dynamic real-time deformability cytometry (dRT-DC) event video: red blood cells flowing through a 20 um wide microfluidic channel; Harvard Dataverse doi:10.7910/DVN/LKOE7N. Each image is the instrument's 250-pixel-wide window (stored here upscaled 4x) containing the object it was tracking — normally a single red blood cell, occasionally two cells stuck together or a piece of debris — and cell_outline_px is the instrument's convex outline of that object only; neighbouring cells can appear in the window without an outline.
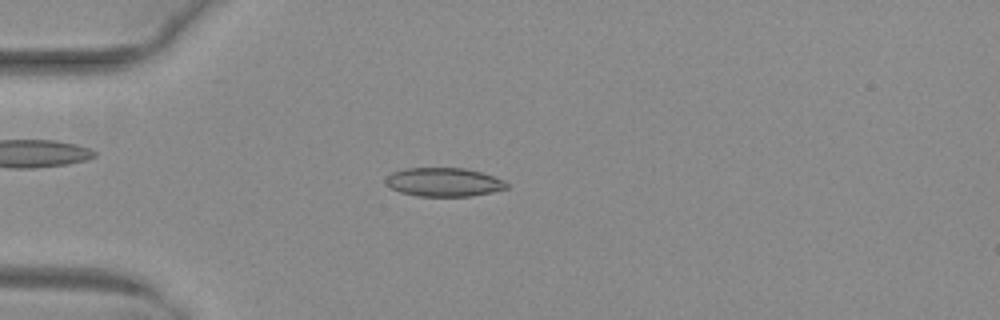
{"species": "common noctule bat (a hibernating species)", "species_latin": "Nyctalus noctula", "temperature_condition": "warm", "stored_images_in_passage": 47, "camera_frame_rate_fps": 3000, "um_per_image_px": 0.085, "animal": {"sex": "female", "body_mass_g": 29.2, "forearm_length_mm": 56.3}, "frame": {"image": 1, "passage_image": 10, "time_ms": 3.0, "image_size_px": [1000, 320], "cell_outline_px": [[508, 188], [492, 192], [472, 196], [416, 196], [400, 192], [384, 184], [384, 180], [392, 172], [404, 168], [464, 168], [480, 172], [504, 180], [508, 184]], "centroid_in_image_um": [37.7, 15.48], "position_along_channel_um": 47.3, "area_um2": 20.29}}
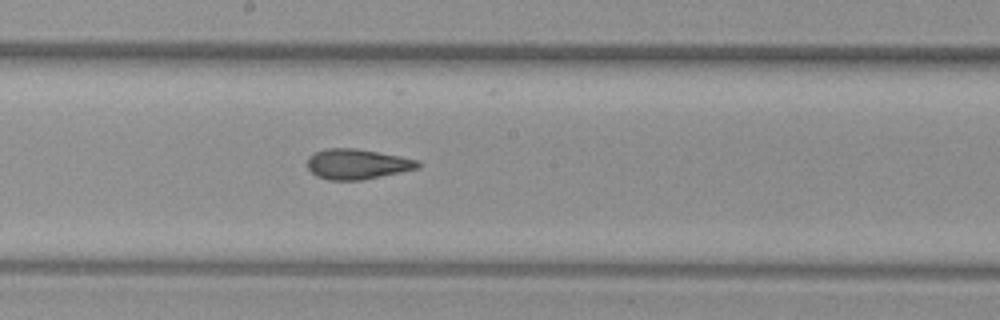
{"frame": {"image": 2, "passage_image": 24, "time_ms": 7.667, "image_size_px": [1000, 320], "cell_outline_px": [[420, 168], [360, 180], [328, 180], [316, 176], [308, 168], [308, 156], [316, 152], [328, 148], [356, 148], [400, 156], [420, 160]], "centroid_in_image_um": [30.37, 13.94], "position_along_channel_um": 217.8, "area_um2": 19.42}}
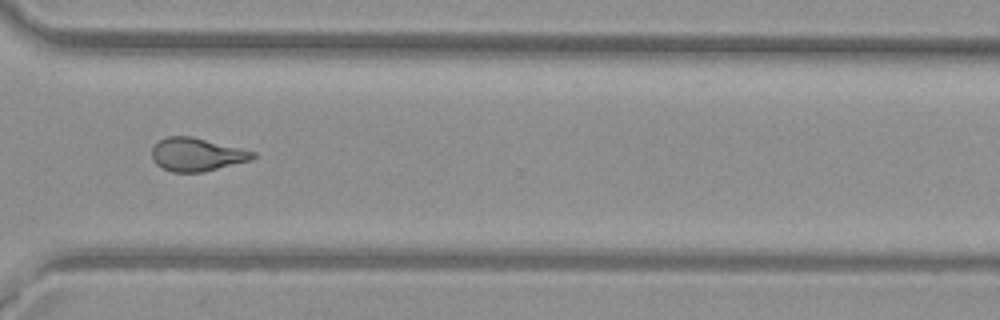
{"frame": {"image": 3, "passage_image": 34, "time_ms": 11.0, "image_size_px": [1000, 320], "cell_outline_px": [[256, 156], [252, 160], [204, 172], [172, 172], [156, 164], [152, 160], [152, 148], [160, 140], [168, 136], [192, 136], [256, 152]], "centroid_in_image_um": [16.74, 13.14], "position_along_channel_um": 353.9, "area_um2": 19.54}, "authors_computed_cell_mechanics": {"area_um2": 19.8254, "velocity_mm_per_s": 4.086, "shape_relaxation_time_tau1_ms": 10.443, "shape_relaxation_time_tau2_ms": 1.7639, "deformation_change_tau1": 0.2354, "deformation_change_tau2": 0.088}}